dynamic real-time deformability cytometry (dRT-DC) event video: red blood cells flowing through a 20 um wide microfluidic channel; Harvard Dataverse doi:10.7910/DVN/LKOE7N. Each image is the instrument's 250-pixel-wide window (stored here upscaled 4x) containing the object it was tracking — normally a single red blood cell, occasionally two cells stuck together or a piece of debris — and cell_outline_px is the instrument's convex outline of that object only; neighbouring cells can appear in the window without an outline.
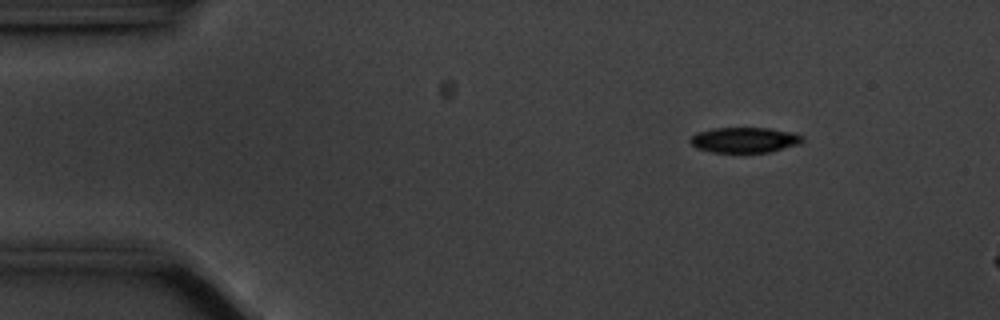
{"species": "common noctule bat (a hibernating species)", "species_latin": "Nyctalus noctula", "temperature_condition": "cold", "stored_images_in_passage": 10, "camera_frame_rate_fps": 3000, "um_per_image_px": 0.085, "animal": {"sex": "male", "body_mass_g": 20.1, "forearm_length_mm": 53.5}, "frame": {"image": 1, "passage_image": 4, "time_ms": 1.0, "image_size_px": [1000, 320], "cell_outline_px": [[804, 140], [800, 144], [768, 152], [712, 152], [696, 148], [688, 140], [696, 132], [712, 128], [768, 128], [796, 132], [804, 136]], "centroid_in_image_um": [63.31, 11.88], "position_along_channel_um": 21.7, "area_um2": 16.76}}